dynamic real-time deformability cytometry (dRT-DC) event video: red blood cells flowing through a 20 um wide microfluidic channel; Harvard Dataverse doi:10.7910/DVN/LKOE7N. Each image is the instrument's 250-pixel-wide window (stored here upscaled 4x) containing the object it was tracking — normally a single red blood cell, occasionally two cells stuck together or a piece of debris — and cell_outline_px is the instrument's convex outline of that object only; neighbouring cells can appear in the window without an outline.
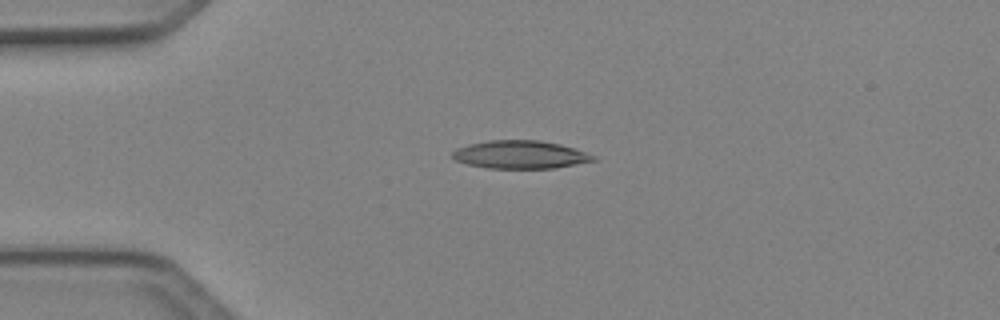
{"species": "Egyptian fruit bat (a non-hibernating species)", "species_latin": "Rousettus aegyptiacus", "temperature_condition": "cold", "stored_images_in_passage": 3, "camera_frame_rate_fps": 3000, "um_per_image_px": 0.085, "animal": {"sex": "female"}, "frame": {"image": 1, "passage_image": 1, "time_ms": 0.0, "image_size_px": [1000, 320], "cell_outline_px": [[596, 160], [556, 168], [488, 168], [468, 164], [456, 160], [452, 156], [452, 152], [456, 148], [468, 144], [488, 140], [540, 140], [560, 144], [596, 156]], "centroid_in_image_um": [44.2, 13.14], "position_along_channel_um": 40.8, "area_um2": 22.89}}
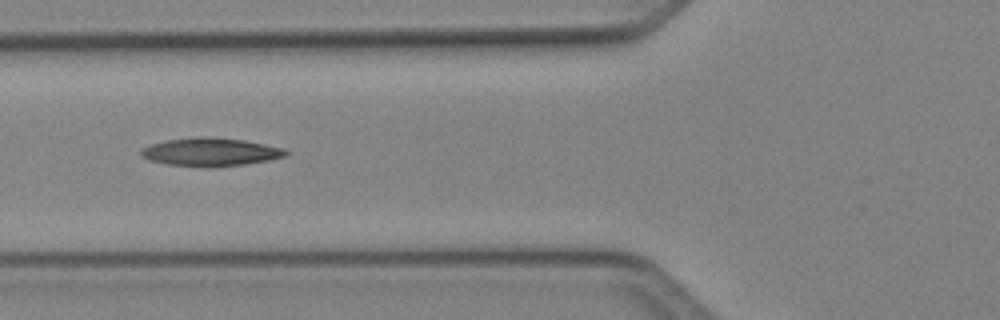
{"frame": {"image": 2, "passage_image": 3, "time_ms": 0.667, "image_size_px": [1000, 320], "cell_outline_px": [[288, 152], [284, 156], [268, 160], [244, 164], [216, 168], [208, 168], [168, 164], [148, 160], [140, 156], [140, 152], [144, 148], [152, 144], [164, 140], [196, 136], [212, 136], [244, 140], [284, 148]], "centroid_in_image_um": [17.86, 12.92], "position_along_channel_um": 107.9, "area_um2": 24.04}}